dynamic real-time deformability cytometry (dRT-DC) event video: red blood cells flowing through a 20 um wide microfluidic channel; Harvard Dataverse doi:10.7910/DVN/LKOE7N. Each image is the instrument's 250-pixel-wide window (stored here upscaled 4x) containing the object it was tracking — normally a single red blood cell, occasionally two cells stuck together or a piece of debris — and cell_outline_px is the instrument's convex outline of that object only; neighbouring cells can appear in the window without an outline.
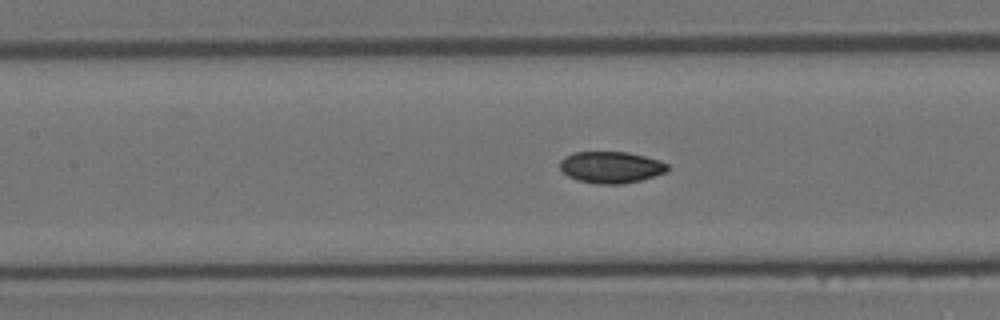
{"species": "Egyptian fruit bat (a non-hibernating species)", "species_latin": "Rousettus aegyptiacus", "temperature_condition": "room temperature", "stored_images_in_passage": 34, "camera_frame_rate_fps": 3000, "um_per_image_px": 0.085, "animal": {"sex": "female"}, "frame": {"image": 1, "passage_image": 7, "time_ms": 2.0, "image_size_px": [1000, 320], "cell_outline_px": [[668, 168], [664, 172], [640, 180], [620, 184], [596, 184], [576, 180], [568, 176], [560, 168], [560, 160], [564, 156], [572, 152], [628, 152], [660, 160], [668, 164]], "centroid_in_image_um": [51.89, 14.21], "position_along_channel_um": 155.5, "area_um2": 19.77}}
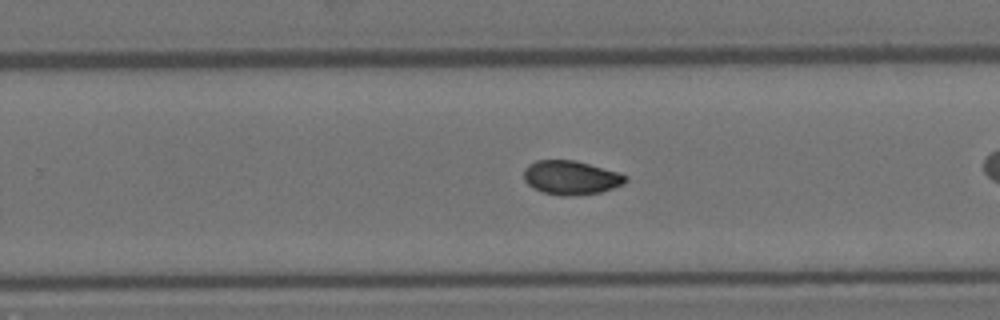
{"frame": {"image": 2, "passage_image": 16, "time_ms": 5.0, "image_size_px": [1000, 320], "cell_outline_px": [[628, 180], [624, 184], [600, 192], [572, 196], [560, 196], [544, 192], [532, 188], [524, 180], [524, 168], [528, 164], [536, 160], [576, 160], [620, 172], [628, 176]], "centroid_in_image_um": [48.54, 15.09], "position_along_channel_um": 281.3, "area_um2": 20.4}, "authors_computed_cell_mechanics": {"area_um2": 19.8254, "velocity_mm_per_s": 4.2169, "shape_relaxation_time_tau1_ms": 7.4002, "shape_relaxation_time_tau2_ms": 4.1888, "deformation_change_tau1": 0.1373, "deformation_change_tau2": 0.0402}}